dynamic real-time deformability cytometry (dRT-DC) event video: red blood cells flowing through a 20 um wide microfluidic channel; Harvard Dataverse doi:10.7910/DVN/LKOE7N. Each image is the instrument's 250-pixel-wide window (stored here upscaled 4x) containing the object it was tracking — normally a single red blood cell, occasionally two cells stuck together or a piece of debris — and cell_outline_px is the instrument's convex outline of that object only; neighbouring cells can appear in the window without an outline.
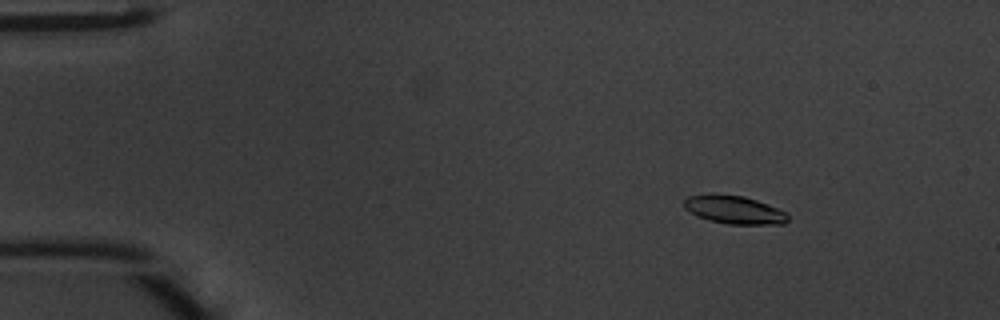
{"species": "common noctule bat (a hibernating species)", "species_latin": "Nyctalus noctula", "temperature_condition": "warm", "stored_images_in_passage": 43, "camera_frame_rate_fps": 3000, "um_per_image_px": 0.085, "animal": {"sex": "male", "body_mass_g": 20.1, "forearm_length_mm": 53.5}, "frame": {"image": 1, "passage_image": 2, "time_ms": 0.333, "image_size_px": [1000, 320], "cell_outline_px": [[788, 220], [784, 224], [728, 224], [708, 220], [696, 216], [684, 208], [684, 200], [688, 196], [712, 192], [744, 196], [756, 200], [788, 212]], "centroid_in_image_um": [62.37, 17.81], "position_along_channel_um": 22.6, "area_um2": 17.4}}
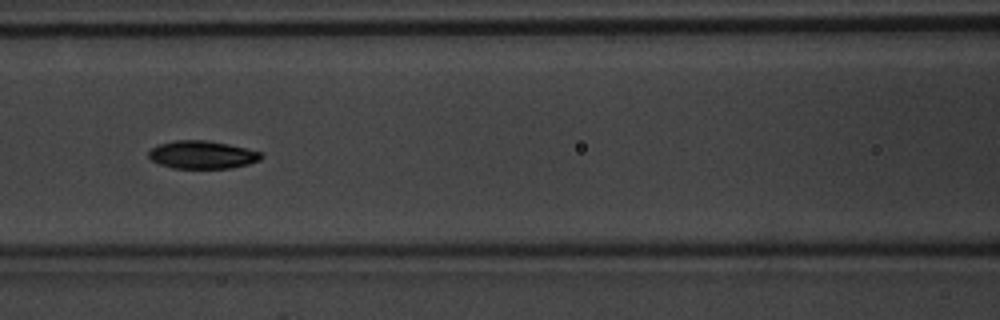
{"frame": {"image": 2, "passage_image": 17, "time_ms": 5.333, "image_size_px": [1000, 320], "cell_outline_px": [[264, 156], [260, 160], [248, 164], [232, 168], [172, 168], [160, 164], [152, 160], [148, 156], [148, 152], [152, 148], [160, 144], [176, 140], [204, 140], [228, 144], [264, 152]], "centroid_in_image_um": [17.23, 13.16], "position_along_channel_um": 149.4, "area_um2": 18.32}}
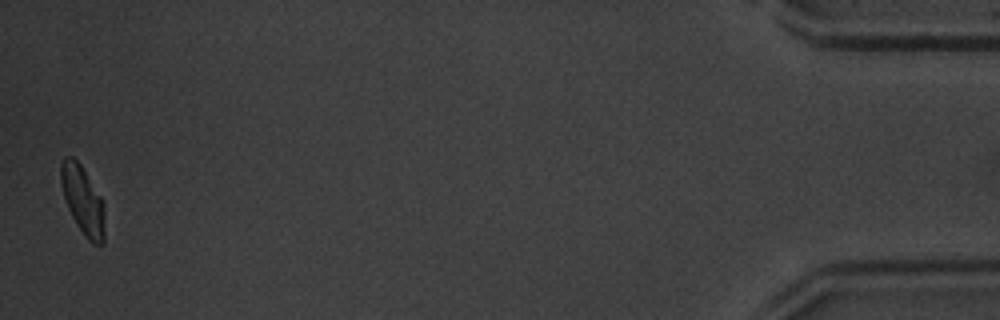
{"frame": {"image": 3, "passage_image": 43, "time_ms": 14.0, "image_size_px": [1000, 320], "cell_outline_px": [[104, 244], [92, 244], [84, 236], [76, 224], [68, 208], [60, 184], [60, 164], [64, 156], [72, 156], [80, 164], [100, 196], [104, 204]], "centroid_in_image_um": [7.02, 17.03], "position_along_channel_um": 428.2, "area_um2": 17.46}, "authors_computed_cell_mechanics": {"area_um2": 17.8024, "velocity_mm_per_s": 4.2312, "shape_relaxation_time_tau1_ms": 2.0376, "shape_relaxation_time_tau2_ms": 4.8875, "deformation_change_tau1": 0.1327, "deformation_change_tau2": 0.0916}}